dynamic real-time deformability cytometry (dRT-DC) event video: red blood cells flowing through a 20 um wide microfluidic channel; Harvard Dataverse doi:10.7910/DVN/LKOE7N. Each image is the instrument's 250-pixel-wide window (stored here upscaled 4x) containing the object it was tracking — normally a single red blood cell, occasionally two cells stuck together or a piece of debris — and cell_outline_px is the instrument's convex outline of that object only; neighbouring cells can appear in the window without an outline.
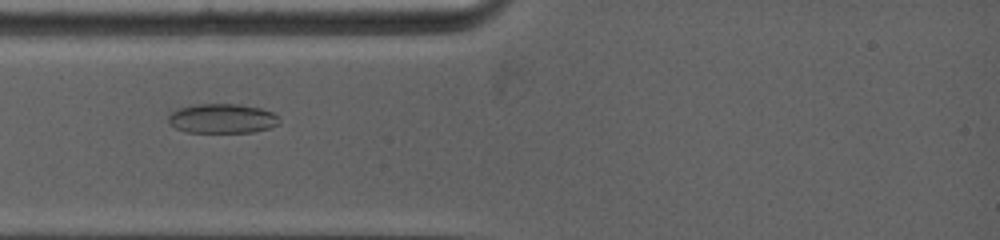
{"species": "common noctule bat (a hibernating species)", "species_latin": "Nyctalus noctula", "temperature_condition": "warm", "stored_images_in_passage": 3, "camera_frame_rate_fps": 5000, "um_per_image_px": 0.085, "animal": {"sex": "female", "body_mass_g": 19.0, "forearm_length_mm": 53.3}, "frame": {"image": 1, "passage_image": 2, "time_ms": 1.0, "image_size_px": [1000, 240], "cell_outline_px": [[280, 124], [268, 128], [252, 132], [184, 132], [168, 124], [168, 116], [172, 112], [180, 108], [196, 104], [240, 104], [260, 108], [272, 112], [280, 120]], "centroid_in_image_um": [18.87, 10.08], "position_along_channel_um": 66.1, "area_um2": 19.07}}
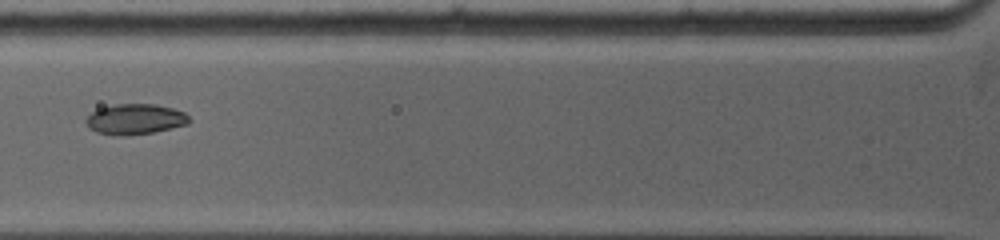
{"frame": {"image": 2, "passage_image": 3, "time_ms": 2.2, "image_size_px": [1000, 240], "cell_outline_px": [[188, 124], [152, 132], [120, 136], [116, 136], [96, 132], [88, 128], [84, 120], [92, 112], [100, 108], [116, 104], [156, 104], [172, 108], [184, 112], [188, 116]], "centroid_in_image_um": [11.44, 10.13], "position_along_channel_um": 114.4, "area_um2": 18.21}}